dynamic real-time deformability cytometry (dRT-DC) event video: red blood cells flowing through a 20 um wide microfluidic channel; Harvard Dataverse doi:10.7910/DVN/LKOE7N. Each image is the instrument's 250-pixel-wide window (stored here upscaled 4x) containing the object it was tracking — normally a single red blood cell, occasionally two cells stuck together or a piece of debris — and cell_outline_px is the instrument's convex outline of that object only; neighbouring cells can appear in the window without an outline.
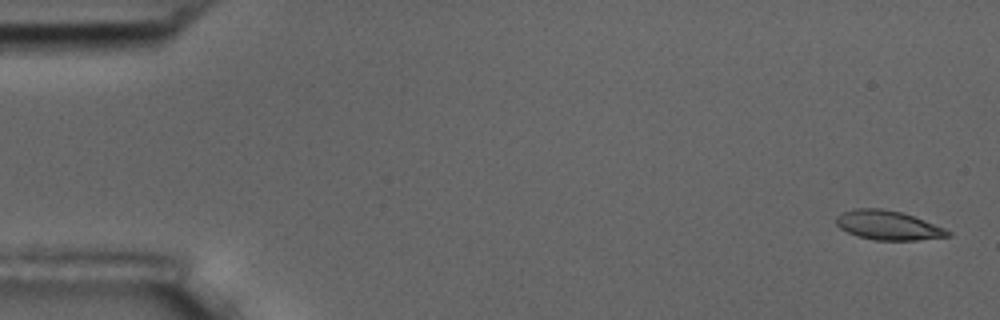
{"species": "common noctule bat (a hibernating species)", "species_latin": "Nyctalus noctula", "temperature_condition": "room temperature", "stored_images_in_passage": 8, "camera_frame_rate_fps": 3000, "um_per_image_px": 0.085, "animal": {"sex": "male", "body_mass_g": 17.5, "forearm_length_mm": 52.3}, "frame": {"image": 1, "passage_image": 1, "time_ms": 0.0, "image_size_px": [1000, 320], "cell_outline_px": [[952, 236], [916, 240], [876, 240], [856, 236], [840, 228], [836, 224], [836, 216], [852, 208], [880, 208], [900, 212], [924, 220], [944, 228], [952, 232]], "centroid_in_image_um": [75.48, 19.15], "position_along_channel_um": 9.5, "area_um2": 18.96}}
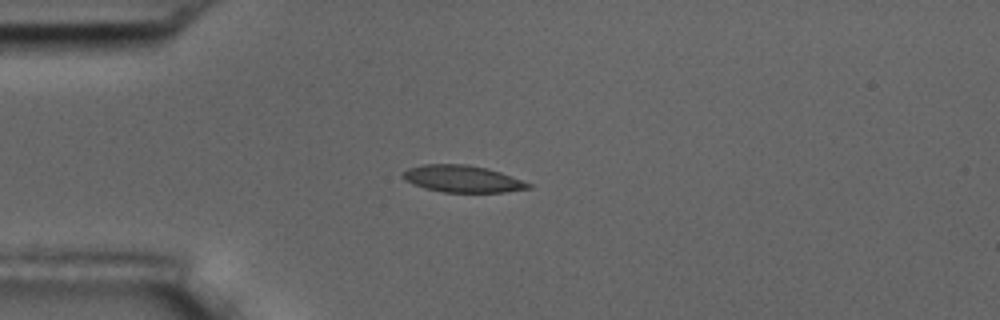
{"frame": {"image": 2, "passage_image": 5, "time_ms": 4.333, "image_size_px": [1000, 320], "cell_outline_px": [[532, 188], [504, 192], [444, 192], [424, 188], [412, 184], [404, 180], [400, 176], [400, 172], [408, 168], [424, 164], [468, 164], [488, 168], [500, 172], [532, 184]], "centroid_in_image_um": [39.26, 15.19], "position_along_channel_um": 45.7, "area_um2": 19.88}}